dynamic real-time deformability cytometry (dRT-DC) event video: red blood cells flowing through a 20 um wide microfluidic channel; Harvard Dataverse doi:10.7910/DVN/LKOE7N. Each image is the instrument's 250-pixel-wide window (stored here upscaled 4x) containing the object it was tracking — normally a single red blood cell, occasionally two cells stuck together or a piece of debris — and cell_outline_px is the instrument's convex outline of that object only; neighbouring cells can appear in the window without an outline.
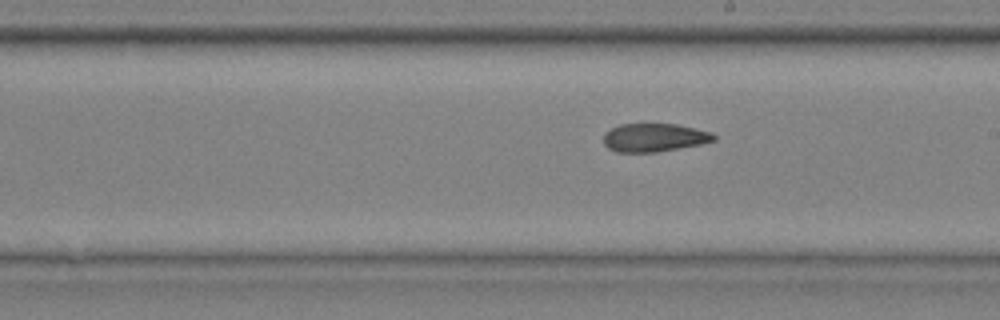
{"species": "common noctule bat (a hibernating species)", "species_latin": "Nyctalus noctula", "temperature_condition": "cold", "stored_images_in_passage": 10, "camera_frame_rate_fps": 3000, "um_per_image_px": 0.085, "animal": {"sex": "male", "body_mass_g": 20.4}, "frame": {"image": 1, "passage_image": 10, "time_ms": 3.0, "image_size_px": [1000, 320], "cell_outline_px": [[716, 140], [700, 144], [656, 152], [616, 152], [608, 148], [604, 144], [604, 132], [620, 124], [676, 124], [712, 132], [716, 136]], "centroid_in_image_um": [55.6, 11.69], "position_along_channel_um": 233.4, "area_um2": 18.15}}